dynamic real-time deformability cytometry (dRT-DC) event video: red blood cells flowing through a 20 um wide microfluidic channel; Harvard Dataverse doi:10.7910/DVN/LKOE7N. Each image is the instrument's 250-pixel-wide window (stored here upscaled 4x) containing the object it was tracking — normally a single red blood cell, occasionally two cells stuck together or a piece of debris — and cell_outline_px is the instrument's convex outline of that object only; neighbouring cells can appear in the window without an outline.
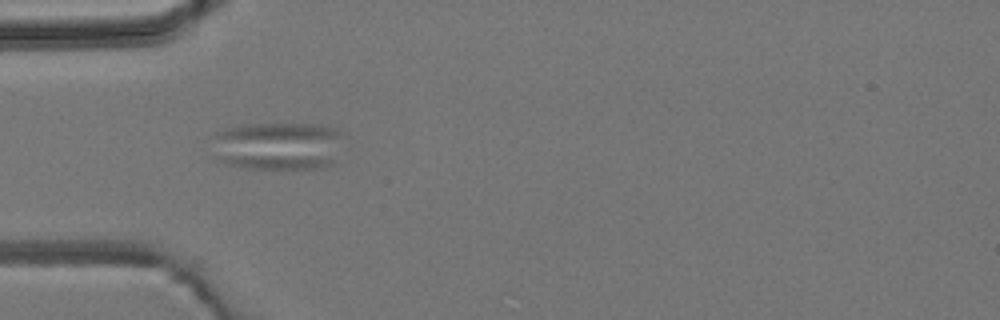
{"species": "common noctule bat (a hibernating species)", "species_latin": "Nyctalus noctula", "temperature_condition": "room temperature", "stored_images_in_passage": 4, "camera_frame_rate_fps": 3000, "um_per_image_px": 0.085, "animal": {"sex": "male", "body_mass_g": 19.2, "forearm_length_mm": 51.8}, "frame": {"image": 1, "passage_image": 3, "time_ms": 3.667, "image_size_px": [1000, 320], "cell_outline_px": [[340, 136], [332, 164], [320, 168], [248, 168], [224, 164], [216, 156], [216, 132], [224, 128], [244, 124], [312, 124], [336, 128]], "centroid_in_image_um": [23.57, 12.39], "position_along_channel_um": 61.4, "area_um2": 36.18}}